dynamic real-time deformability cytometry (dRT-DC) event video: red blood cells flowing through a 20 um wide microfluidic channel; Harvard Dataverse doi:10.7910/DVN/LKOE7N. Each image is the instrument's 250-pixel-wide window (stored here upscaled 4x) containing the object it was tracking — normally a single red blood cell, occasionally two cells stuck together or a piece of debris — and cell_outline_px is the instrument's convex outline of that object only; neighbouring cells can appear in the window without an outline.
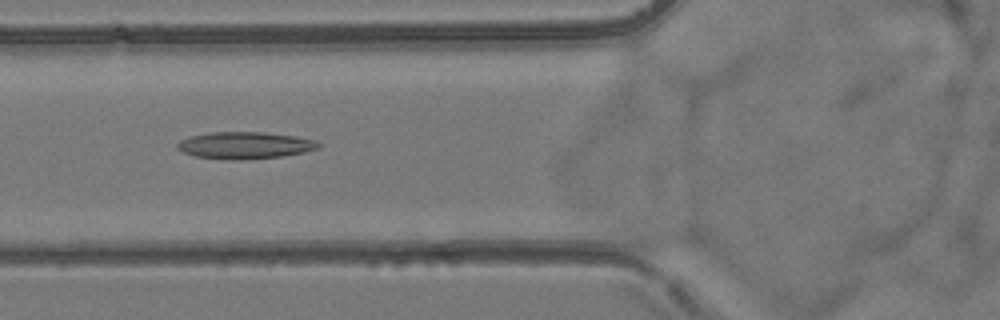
{"species": "common noctule bat (a hibernating species)", "species_latin": "Nyctalus noctula", "temperature_condition": "room temperature", "stored_images_in_passage": 9, "camera_frame_rate_fps": 3000, "um_per_image_px": 0.085, "animal": {"sex": "female", "body_mass_g": 24.6, "forearm_length_mm": 56.2}, "frame": {"image": 1, "passage_image": 6, "time_ms": 6.667, "image_size_px": [1000, 320], "cell_outline_px": [[320, 148], [304, 152], [280, 156], [240, 160], [228, 160], [196, 156], [184, 152], [176, 148], [176, 144], [180, 140], [188, 136], [208, 132], [264, 132], [296, 136], [316, 140], [320, 144]], "centroid_in_image_um": [20.8, 12.34], "position_along_channel_um": 105.0, "area_um2": 22.25}}
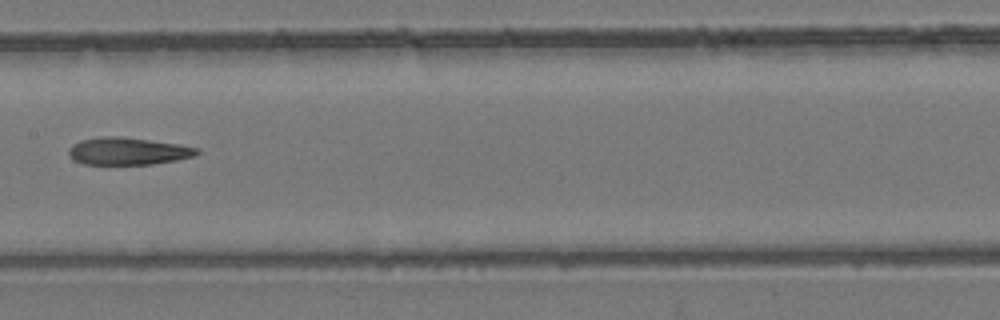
{"frame": {"image": 2, "passage_image": 8, "time_ms": 9.0, "image_size_px": [1000, 320], "cell_outline_px": [[200, 152], [196, 156], [176, 160], [152, 164], [84, 164], [72, 160], [68, 156], [68, 148], [72, 144], [80, 140], [104, 136], [120, 136], [176, 144], [200, 148]], "centroid_in_image_um": [10.84, 12.85], "position_along_channel_um": 196.6, "area_um2": 20.52}}
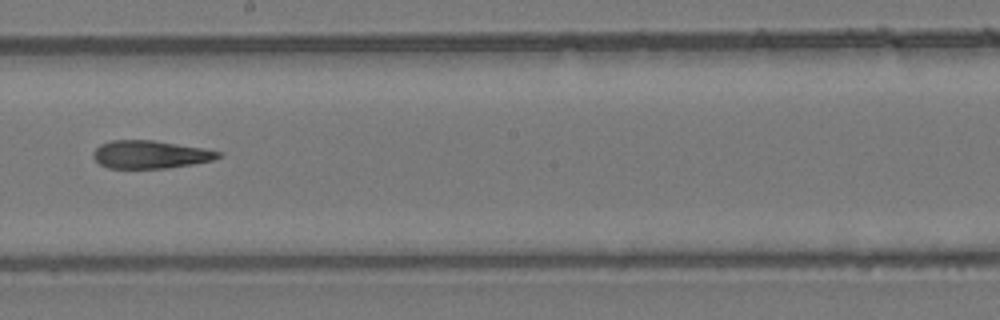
{"frame": {"image": 3, "passage_image": 9, "time_ms": 10.0, "image_size_px": [1000, 320], "cell_outline_px": [[220, 156], [212, 160], [192, 164], [168, 168], [108, 168], [100, 164], [92, 156], [92, 152], [100, 144], [112, 140], [152, 140], [204, 148], [220, 152]], "centroid_in_image_um": [12.73, 13.13], "position_along_channel_um": 235.5, "area_um2": 20.23}}